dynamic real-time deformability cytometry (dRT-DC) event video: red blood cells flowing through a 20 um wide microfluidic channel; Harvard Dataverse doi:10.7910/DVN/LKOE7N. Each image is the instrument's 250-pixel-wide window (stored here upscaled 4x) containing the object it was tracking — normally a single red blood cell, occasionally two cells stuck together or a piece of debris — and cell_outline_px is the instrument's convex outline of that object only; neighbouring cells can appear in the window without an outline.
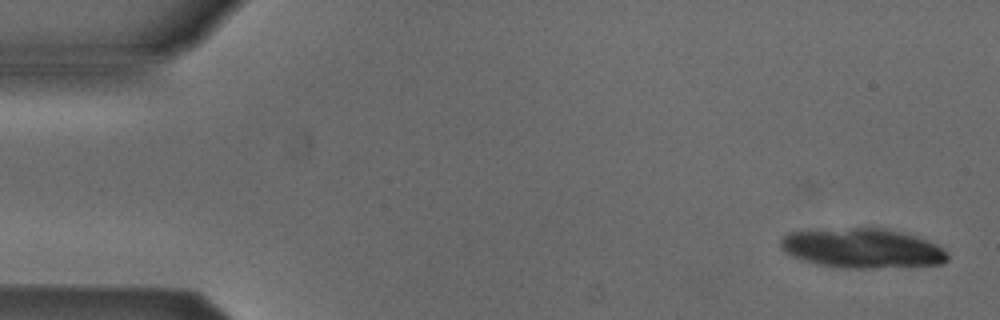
{"species": "Egyptian fruit bat (a non-hibernating species)", "species_latin": "Rousettus aegyptiacus", "temperature_condition": "cold", "stored_images_in_passage": 14, "camera_frame_rate_fps": 3000, "um_per_image_px": 0.085, "animal": {"sex": "male"}, "frame": {"image": 1, "passage_image": 2, "time_ms": 0.333, "image_size_px": [1000, 320], "cell_outline_px": [[948, 260], [940, 264], [872, 268], [840, 268], [816, 264], [800, 260], [784, 252], [780, 248], [780, 240], [788, 232], [852, 228], [884, 228], [916, 236], [936, 244], [944, 248], [948, 252]], "centroid_in_image_um": [73.28, 21.11], "position_along_channel_um": 11.7, "area_um2": 38.55}}